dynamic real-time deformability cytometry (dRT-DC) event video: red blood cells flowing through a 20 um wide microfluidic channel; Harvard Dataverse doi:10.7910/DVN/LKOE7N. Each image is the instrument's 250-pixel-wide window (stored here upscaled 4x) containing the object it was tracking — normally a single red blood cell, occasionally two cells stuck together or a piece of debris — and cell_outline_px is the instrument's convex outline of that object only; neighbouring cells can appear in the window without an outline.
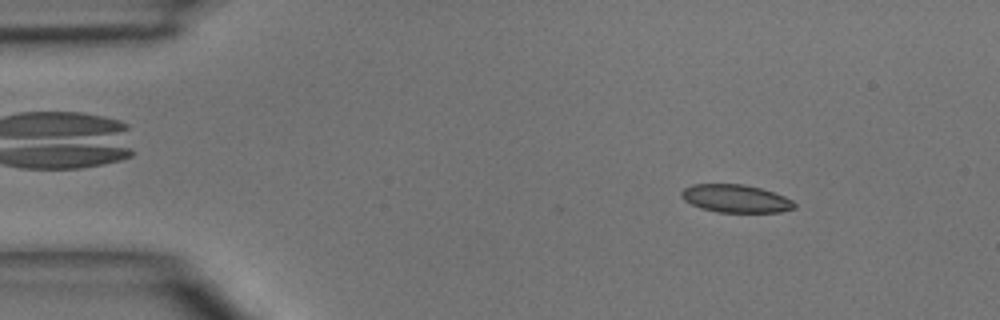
{"species": "common noctule bat (a hibernating species)", "species_latin": "Nyctalus noctula", "temperature_condition": "room temperature", "stored_images_in_passage": 3, "camera_frame_rate_fps": 3000, "um_per_image_px": 0.085, "animal": {"sex": "male", "body_mass_g": 15.6}, "frame": {"image": 1, "passage_image": 1, "time_ms": 0.0, "image_size_px": [1000, 320], "cell_outline_px": [[796, 208], [780, 212], [716, 212], [700, 208], [684, 200], [680, 196], [680, 192], [684, 188], [692, 184], [744, 184], [760, 188], [784, 196], [792, 200], [796, 204]], "centroid_in_image_um": [62.52, 16.88], "position_along_channel_um": 22.5, "area_um2": 18.44}}
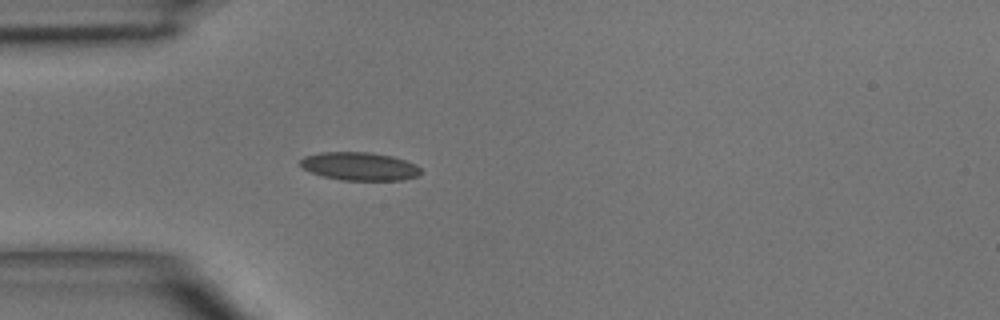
{"frame": {"image": 2, "passage_image": 3, "time_ms": 2.333, "image_size_px": [1000, 320], "cell_outline_px": [[420, 176], [404, 180], [340, 180], [324, 176], [312, 172], [304, 168], [300, 164], [300, 160], [304, 156], [320, 152], [372, 152], [392, 156], [416, 164], [420, 168]], "centroid_in_image_um": [30.59, 14.13], "position_along_channel_um": 54.4, "area_um2": 19.83}}